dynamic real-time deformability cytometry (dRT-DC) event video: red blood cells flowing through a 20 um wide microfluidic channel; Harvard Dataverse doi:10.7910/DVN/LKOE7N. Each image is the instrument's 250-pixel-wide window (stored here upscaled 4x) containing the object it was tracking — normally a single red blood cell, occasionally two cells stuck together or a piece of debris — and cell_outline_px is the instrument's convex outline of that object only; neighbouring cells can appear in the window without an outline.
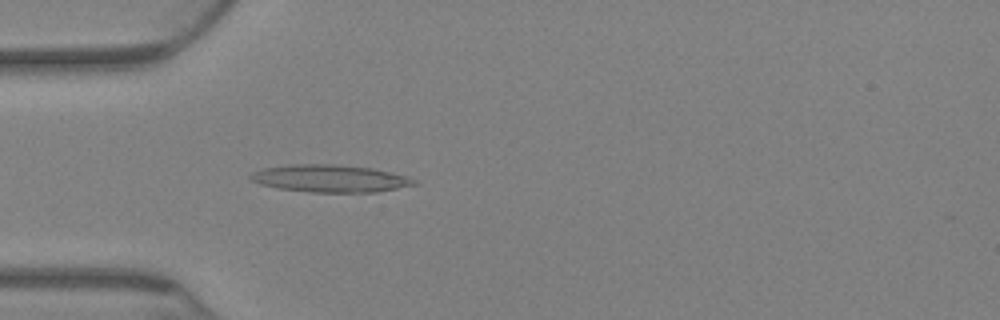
{"species": "Egyptian fruit bat (a non-hibernating species)", "species_latin": "Rousettus aegyptiacus", "temperature_condition": "warm", "stored_images_in_passage": 74, "camera_frame_rate_fps": 3000, "um_per_image_px": 0.085, "animal": {"sex": "female"}, "frame": {"image": 1, "passage_image": 22, "time_ms": 7.0, "image_size_px": [1000, 320], "cell_outline_px": [[420, 184], [376, 192], [312, 192], [280, 188], [260, 184], [252, 180], [248, 176], [264, 168], [292, 164], [336, 164], [372, 168], [408, 176], [416, 180]], "centroid_in_image_um": [28.13, 15.17], "position_along_channel_um": 56.9, "area_um2": 25.95}}
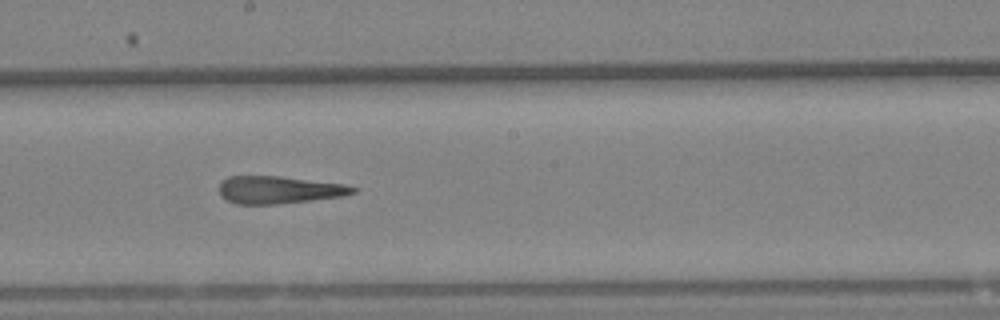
{"frame": {"image": 2, "passage_image": 41, "time_ms": 13.333, "image_size_px": [1000, 320], "cell_outline_px": [[360, 188], [356, 192], [344, 196], [276, 204], [236, 204], [228, 200], [220, 192], [220, 184], [228, 176], [280, 176], [344, 184]], "centroid_in_image_um": [23.77, 16.13], "position_along_channel_um": 224.4, "area_um2": 21.27}}
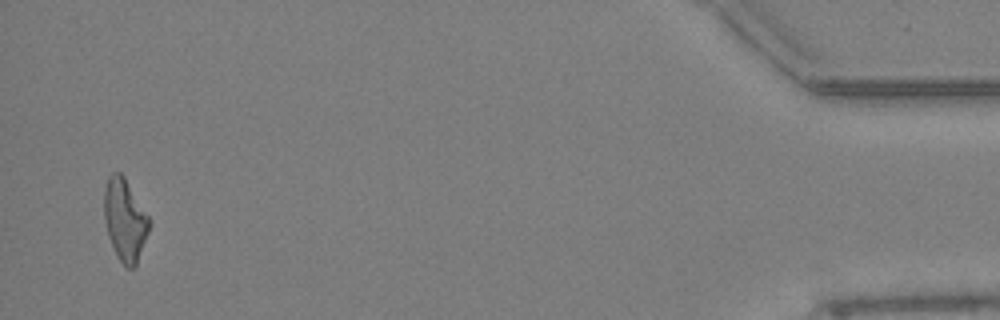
{"frame": {"image": 3, "passage_image": 72, "time_ms": 23.667, "image_size_px": [1000, 320], "cell_outline_px": [[148, 232], [136, 264], [132, 268], [128, 268], [120, 260], [108, 236], [104, 220], [104, 188], [108, 176], [112, 172], [120, 172], [124, 176], [148, 216]], "centroid_in_image_um": [10.58, 18.64], "position_along_channel_um": 424.6, "area_um2": 21.04}, "authors_computed_cell_mechanics": {"area_um2": 22.831, "velocity_mm_per_s": 2.742, "shape_relaxation_time_tau1_ms": null, "shape_relaxation_time_tau2_ms": 4.688, "deformation_change_tau1": null, "deformation_change_tau2": 0.1788}}